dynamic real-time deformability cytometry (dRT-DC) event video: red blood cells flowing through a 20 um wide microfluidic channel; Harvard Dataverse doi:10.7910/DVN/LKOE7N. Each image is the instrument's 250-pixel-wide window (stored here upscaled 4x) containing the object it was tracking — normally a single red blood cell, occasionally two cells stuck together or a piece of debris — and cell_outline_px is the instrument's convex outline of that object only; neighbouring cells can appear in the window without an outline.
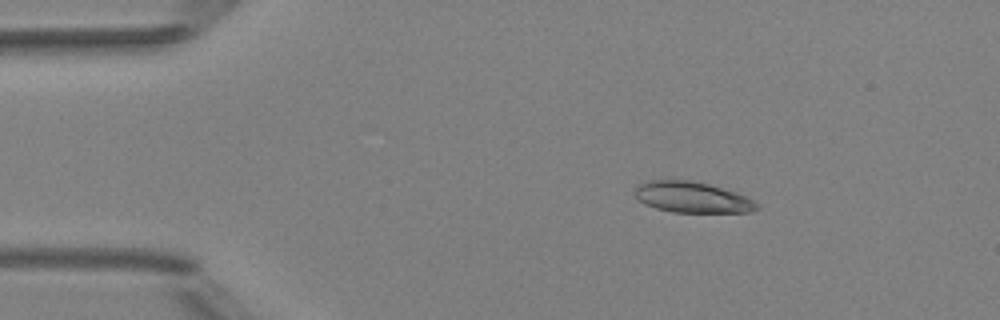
{"species": "Egyptian fruit bat (a non-hibernating species)", "species_latin": "Rousettus aegyptiacus", "temperature_condition": "room temperature", "stored_images_in_passage": 4, "camera_frame_rate_fps": 3000, "um_per_image_px": 0.085, "animal": {"sex": "female"}, "frame": {"image": 1, "passage_image": 2, "time_ms": 1.333, "image_size_px": [1000, 320], "cell_outline_px": [[760, 208], [748, 212], [672, 212], [656, 208], [644, 204], [636, 200], [636, 184], [652, 180], [692, 180], [708, 184], [736, 192], [760, 204]], "centroid_in_image_um": [58.81, 16.77], "position_along_channel_um": 26.2, "area_um2": 21.96}}
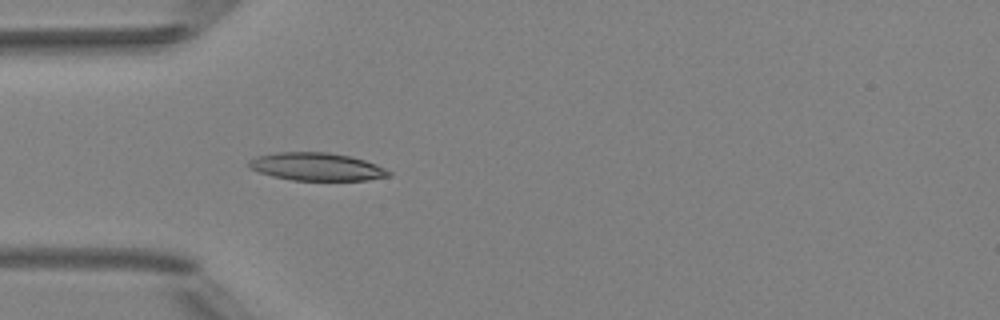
{"frame": {"image": 2, "passage_image": 4, "time_ms": 3.667, "image_size_px": [1000, 320], "cell_outline_px": [[392, 176], [368, 180], [292, 180], [272, 176], [248, 168], [248, 160], [256, 156], [276, 152], [328, 152], [352, 156], [376, 164], [392, 172]], "centroid_in_image_um": [26.92, 14.16], "position_along_channel_um": 58.1, "area_um2": 22.89}}